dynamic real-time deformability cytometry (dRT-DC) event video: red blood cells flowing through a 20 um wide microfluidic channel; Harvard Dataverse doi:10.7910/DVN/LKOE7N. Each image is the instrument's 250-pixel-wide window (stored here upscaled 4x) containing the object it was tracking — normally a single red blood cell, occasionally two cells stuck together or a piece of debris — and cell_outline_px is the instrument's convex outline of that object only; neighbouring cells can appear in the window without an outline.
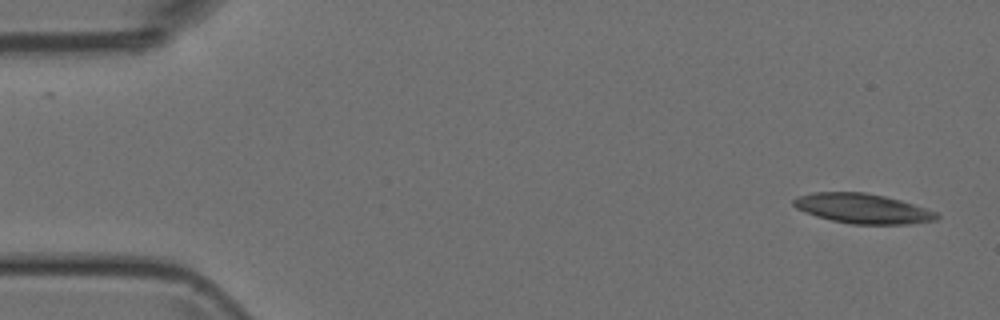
{"species": "Egyptian fruit bat (a non-hibernating species)", "species_latin": "Rousettus aegyptiacus", "temperature_condition": "room temperature", "stored_images_in_passage": 48, "camera_frame_rate_fps": 3000, "um_per_image_px": 0.085, "animal": {"sex": "female"}, "frame": {"image": 1, "passage_image": 1, "time_ms": 0.0, "image_size_px": [1000, 320], "cell_outline_px": [[940, 216], [936, 220], [908, 224], [852, 224], [832, 220], [816, 216], [804, 212], [796, 208], [792, 204], [792, 200], [796, 196], [812, 192], [864, 192], [884, 196], [900, 200], [936, 212]], "centroid_in_image_um": [73.27, 17.72], "position_along_channel_um": 11.7, "area_um2": 24.8}}
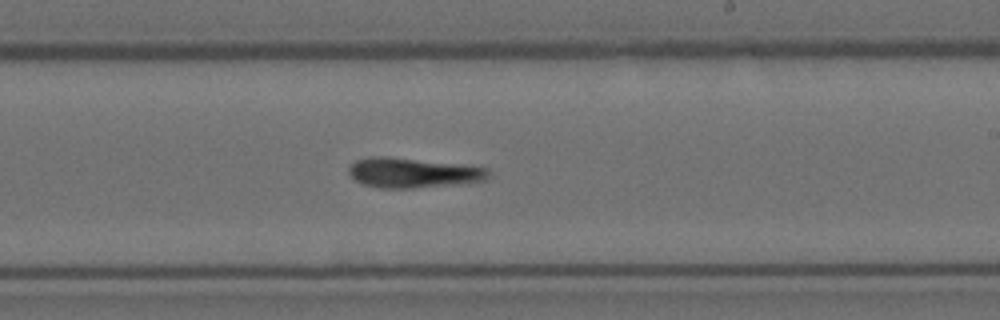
{"frame": {"image": 2, "passage_image": 28, "time_ms": 9.0, "image_size_px": [1000, 320], "cell_outline_px": [[492, 176], [488, 180], [460, 184], [412, 188], [380, 188], [360, 184], [348, 172], [348, 168], [356, 160], [372, 156], [388, 156], [472, 164], [488, 168]], "centroid_in_image_um": [35.21, 14.67], "position_along_channel_um": 253.8, "area_um2": 25.2}}
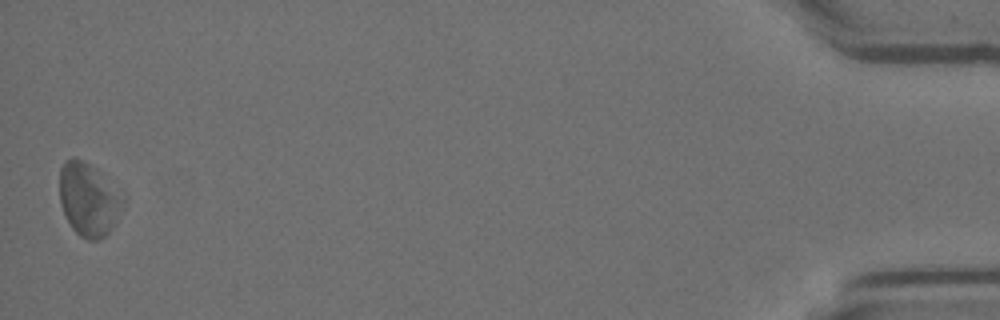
{"frame": {"image": 3, "passage_image": 48, "time_ms": 15.667, "image_size_px": [1000, 320], "cell_outline_px": [[124, 200], [112, 228], [100, 240], [88, 240], [80, 236], [72, 228], [60, 204], [60, 168], [64, 160], [72, 156], [84, 160], [100, 172]], "centroid_in_image_um": [7.47, 16.93], "position_along_channel_um": 427.7, "area_um2": 26.53}}